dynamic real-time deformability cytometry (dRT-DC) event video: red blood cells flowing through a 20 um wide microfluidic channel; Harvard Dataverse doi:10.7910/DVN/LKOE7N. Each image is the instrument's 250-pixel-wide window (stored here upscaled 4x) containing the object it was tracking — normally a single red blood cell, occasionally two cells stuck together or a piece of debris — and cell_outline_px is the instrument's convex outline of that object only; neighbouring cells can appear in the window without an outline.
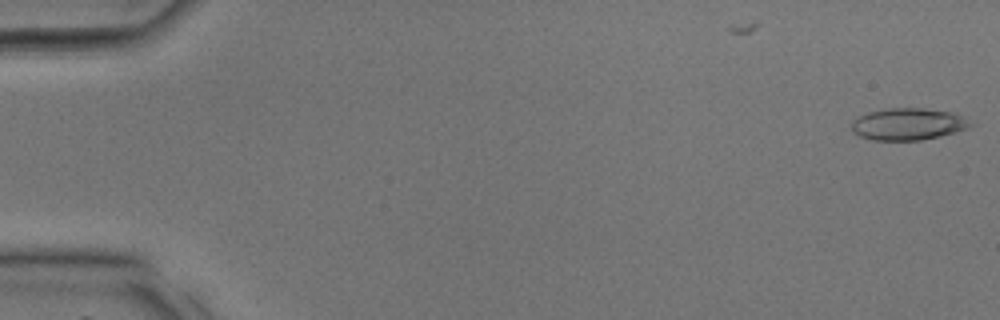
{"species": "common noctule bat (a hibernating species)", "species_latin": "Nyctalus noctula", "temperature_condition": "room temperature", "stored_images_in_passage": 2, "camera_frame_rate_fps": 3000, "um_per_image_px": 0.085, "animal": {"sex": "male", "body_mass_g": 17.9, "forearm_length_mm": 54.2}, "frame": {"image": 1, "passage_image": 2, "time_ms": 0.333, "image_size_px": [1000, 320], "cell_outline_px": [[976, 124], [968, 128], [956, 132], [940, 136], [920, 140], [872, 140], [860, 136], [852, 128], [852, 120], [868, 112], [888, 108], [924, 108], [956, 112]], "centroid_in_image_um": [77.26, 10.54], "position_along_channel_um": 7.7, "area_um2": 22.25}}